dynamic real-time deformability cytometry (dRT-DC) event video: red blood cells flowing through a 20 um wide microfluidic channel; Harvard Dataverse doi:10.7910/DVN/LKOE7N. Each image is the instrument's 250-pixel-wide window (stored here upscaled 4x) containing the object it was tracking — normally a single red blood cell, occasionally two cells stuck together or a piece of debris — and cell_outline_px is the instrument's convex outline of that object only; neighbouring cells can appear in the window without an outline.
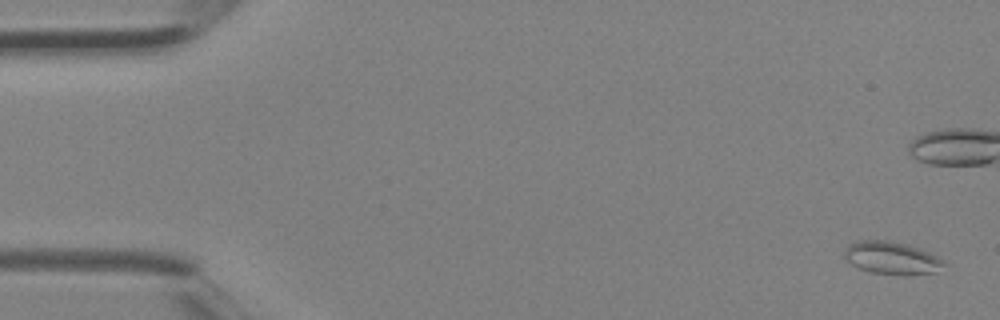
{"species": "Egyptian fruit bat (a non-hibernating species)", "species_latin": "Rousettus aegyptiacus", "temperature_condition": "room temperature", "stored_images_in_passage": 6, "camera_frame_rate_fps": 3000, "um_per_image_px": 0.085, "animal": {"sex": "female"}, "frame": {"image": 1, "passage_image": 1, "time_ms": 0.0, "image_size_px": [1000, 320], "cell_outline_px": [[948, 264], [936, 272], [872, 272], [860, 268], [852, 264], [844, 256], [844, 248], [848, 244], [856, 240], [888, 240], [908, 244], [928, 252], [944, 260]], "centroid_in_image_um": [75.76, 21.86], "position_along_channel_um": 9.2, "area_um2": 18.26}}
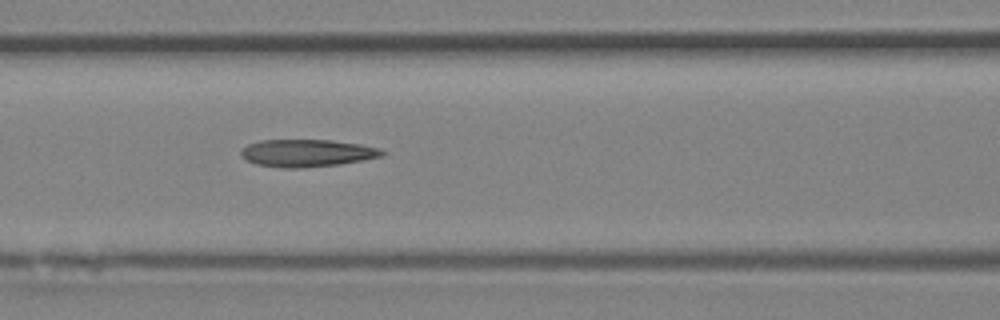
{"frame": {"image": 2, "passage_image": 6, "time_ms": 1.667, "image_size_px": [1000, 320], "cell_outline_px": [[388, 152], [384, 156], [364, 160], [340, 164], [300, 168], [284, 168], [256, 164], [240, 156], [240, 152], [248, 144], [260, 140], [332, 140], [360, 144], [380, 148]], "centroid_in_image_um": [26.15, 13.01], "position_along_channel_um": 140.5, "area_um2": 22.66}}